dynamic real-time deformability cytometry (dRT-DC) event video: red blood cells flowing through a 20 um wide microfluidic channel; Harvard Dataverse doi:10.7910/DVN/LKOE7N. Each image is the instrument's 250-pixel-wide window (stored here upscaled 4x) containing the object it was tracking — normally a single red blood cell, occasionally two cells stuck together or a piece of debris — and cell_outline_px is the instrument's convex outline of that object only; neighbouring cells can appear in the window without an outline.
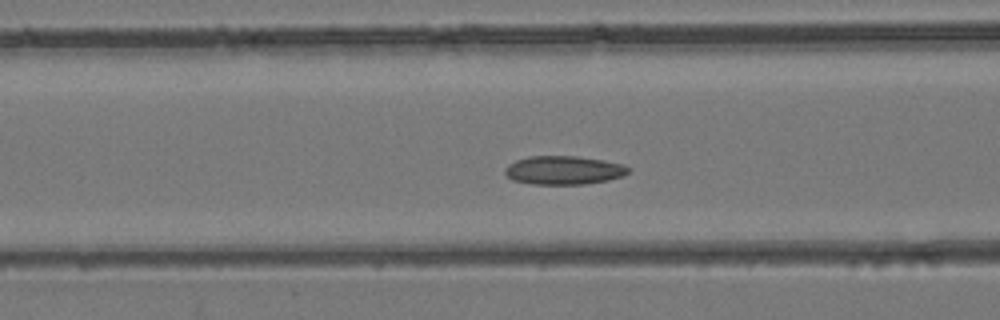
{"species": "common noctule bat (a hibernating species)", "species_latin": "Nyctalus noctula", "temperature_condition": "room temperature", "stored_images_in_passage": 44, "camera_frame_rate_fps": 3000, "um_per_image_px": 0.085, "animal": {"sex": "female", "body_mass_g": 24.6, "forearm_length_mm": 56.2}, "frame": {"image": 1, "passage_image": 18, "time_ms": 5.667, "image_size_px": [1000, 320], "cell_outline_px": [[628, 172], [624, 176], [608, 180], [584, 184], [532, 184], [512, 180], [504, 172], [504, 168], [508, 164], [516, 160], [528, 156], [576, 156], [604, 160], [624, 164], [628, 168]], "centroid_in_image_um": [47.9, 14.46], "position_along_channel_um": 118.7, "area_um2": 20.63}}
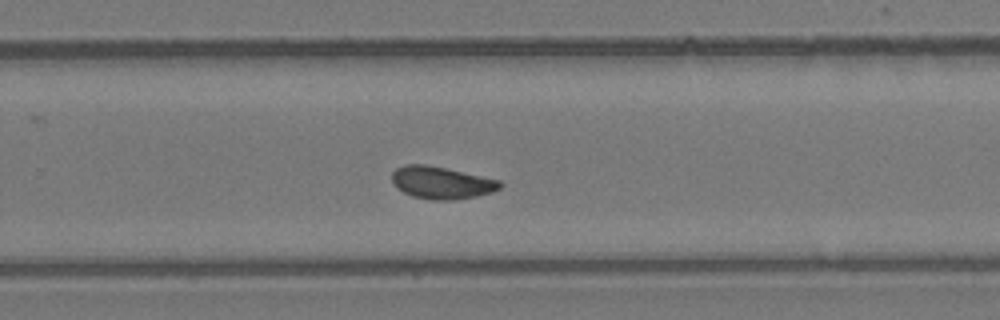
{"frame": {"image": 2, "passage_image": 29, "time_ms": 9.333, "image_size_px": [1000, 320], "cell_outline_px": [[504, 184], [500, 188], [492, 192], [476, 196], [456, 200], [432, 200], [412, 196], [396, 188], [392, 180], [392, 172], [396, 168], [404, 164], [424, 164], [444, 168], [500, 180]], "centroid_in_image_um": [37.51, 15.53], "position_along_channel_um": 292.3, "area_um2": 20.35}}
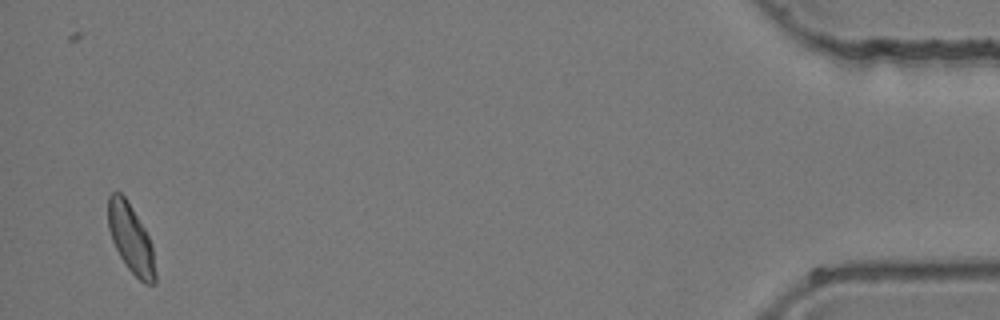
{"frame": {"image": 3, "passage_image": 43, "time_ms": 14.0, "image_size_px": [1000, 320], "cell_outline_px": [[156, 284], [144, 284], [128, 268], [120, 256], [112, 240], [108, 228], [108, 196], [112, 192], [120, 192], [124, 196], [132, 208], [144, 228], [152, 244], [156, 272]], "centroid_in_image_um": [11.13, 20.3], "position_along_channel_um": 424.1, "area_um2": 18.79}}